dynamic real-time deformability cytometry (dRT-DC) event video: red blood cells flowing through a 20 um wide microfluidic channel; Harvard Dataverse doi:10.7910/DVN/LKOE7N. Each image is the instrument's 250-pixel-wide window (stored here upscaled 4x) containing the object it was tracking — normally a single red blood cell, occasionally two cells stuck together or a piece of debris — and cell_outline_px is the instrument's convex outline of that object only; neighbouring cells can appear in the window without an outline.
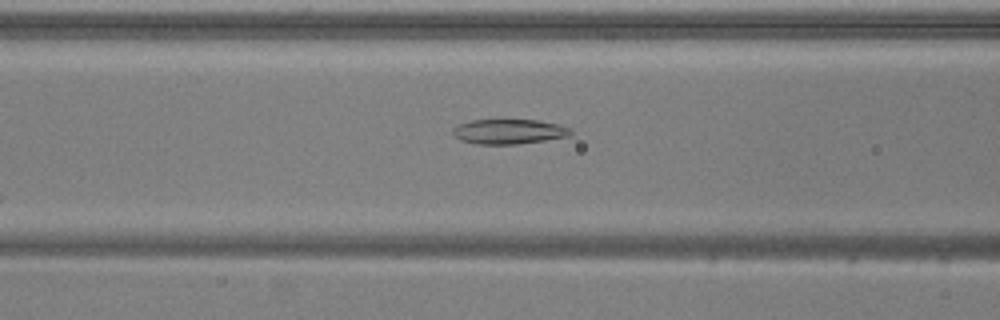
{"species": "common noctule bat (a hibernating species)", "species_latin": "Nyctalus noctula", "temperature_condition": "warm", "stored_images_in_passage": 23, "camera_frame_rate_fps": 3000, "um_per_image_px": 0.085, "animal": {"sex": "male", "body_mass_g": 20.5, "forearm_length_mm": 52.5}, "frame": {"image": 1, "passage_image": 12, "time_ms": 3.667, "image_size_px": [1000, 320], "cell_outline_px": [[572, 132], [568, 136], [544, 140], [516, 144], [476, 144], [460, 140], [452, 132], [452, 128], [460, 124], [472, 120], [536, 120], [560, 124], [572, 128]], "centroid_in_image_um": [43.27, 11.18], "position_along_channel_um": 123.3, "area_um2": 16.99}}
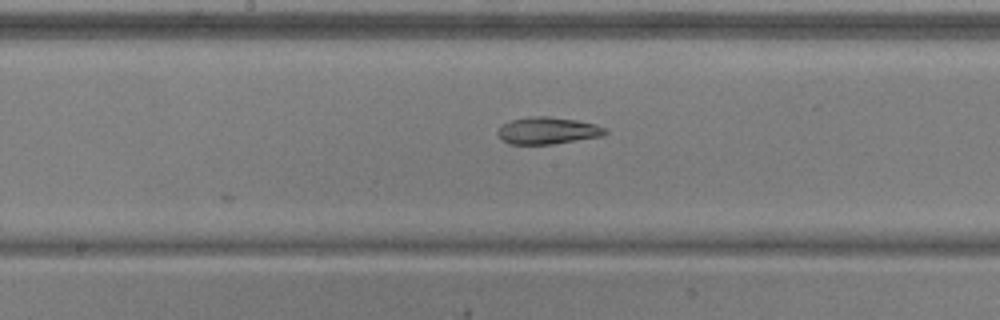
{"frame": {"image": 2, "passage_image": 18, "time_ms": 5.667, "image_size_px": [1000, 320], "cell_outline_px": [[608, 132], [600, 136], [552, 144], [508, 144], [496, 132], [504, 124], [512, 120], [528, 116], [548, 116], [576, 120], [596, 124], [608, 128]], "centroid_in_image_um": [46.58, 11.09], "position_along_channel_um": 201.6, "area_um2": 16.76}}
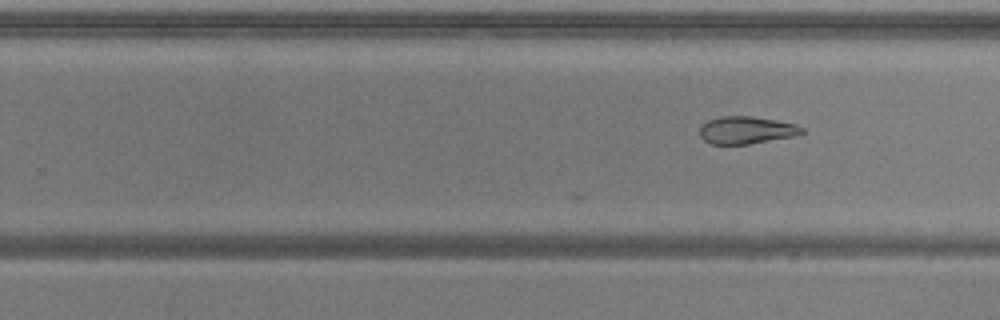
{"frame": {"image": 3, "passage_image": 23, "time_ms": 7.333, "image_size_px": [1000, 320], "cell_outline_px": [[804, 132], [792, 136], [748, 144], [712, 144], [704, 140], [700, 136], [700, 124], [708, 120], [720, 116], [752, 116], [796, 124], [804, 128]], "centroid_in_image_um": [63.4, 11.05], "position_along_channel_um": 266.4, "area_um2": 16.24}}